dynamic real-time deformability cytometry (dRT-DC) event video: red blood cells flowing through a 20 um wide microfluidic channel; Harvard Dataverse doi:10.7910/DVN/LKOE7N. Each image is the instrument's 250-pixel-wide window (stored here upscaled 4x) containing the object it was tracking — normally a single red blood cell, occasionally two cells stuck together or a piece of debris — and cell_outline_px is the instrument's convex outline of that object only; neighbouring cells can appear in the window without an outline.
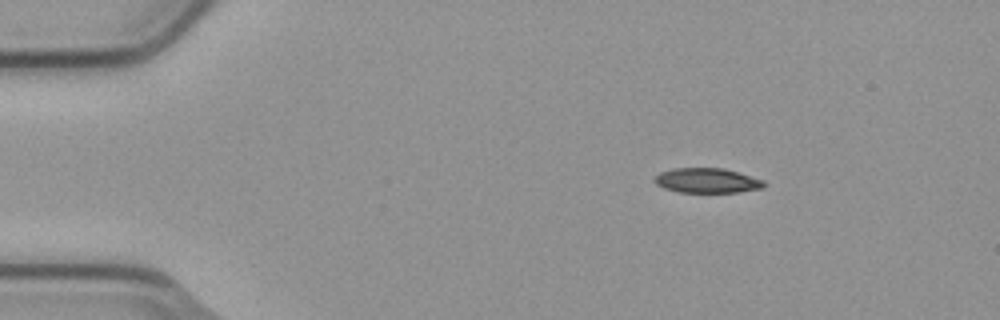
{"species": "common noctule bat (a hibernating species)", "species_latin": "Nyctalus noctula", "temperature_condition": "cold", "stored_images_in_passage": 4, "camera_frame_rate_fps": 3000, "um_per_image_px": 0.085, "animal": {"sex": "male", "body_mass_g": 23.1, "forearm_length_mm": 52.7}, "frame": {"image": 1, "passage_image": 1, "time_ms": 0.0, "image_size_px": [1000, 320], "cell_outline_px": [[764, 188], [736, 192], [680, 192], [664, 188], [656, 184], [656, 176], [660, 172], [672, 168], [724, 168], [764, 180]], "centroid_in_image_um": [60.11, 15.34], "position_along_channel_um": 24.9, "area_um2": 15.66}}
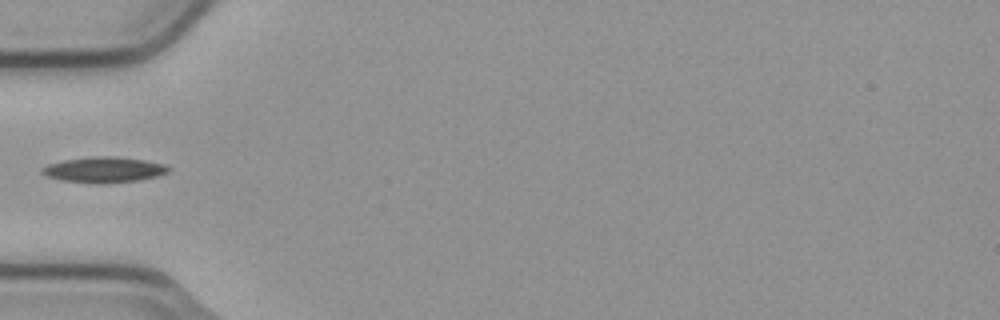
{"frame": {"image": 2, "passage_image": 4, "time_ms": 1.0, "image_size_px": [1000, 320], "cell_outline_px": [[172, 168], [168, 172], [156, 176], [136, 180], [100, 184], [96, 184], [60, 180], [48, 176], [40, 172], [40, 168], [48, 164], [64, 160], [92, 156], [116, 156], [144, 160], [164, 164]], "centroid_in_image_um": [8.81, 14.42], "position_along_channel_um": 76.2, "area_um2": 18.9}}